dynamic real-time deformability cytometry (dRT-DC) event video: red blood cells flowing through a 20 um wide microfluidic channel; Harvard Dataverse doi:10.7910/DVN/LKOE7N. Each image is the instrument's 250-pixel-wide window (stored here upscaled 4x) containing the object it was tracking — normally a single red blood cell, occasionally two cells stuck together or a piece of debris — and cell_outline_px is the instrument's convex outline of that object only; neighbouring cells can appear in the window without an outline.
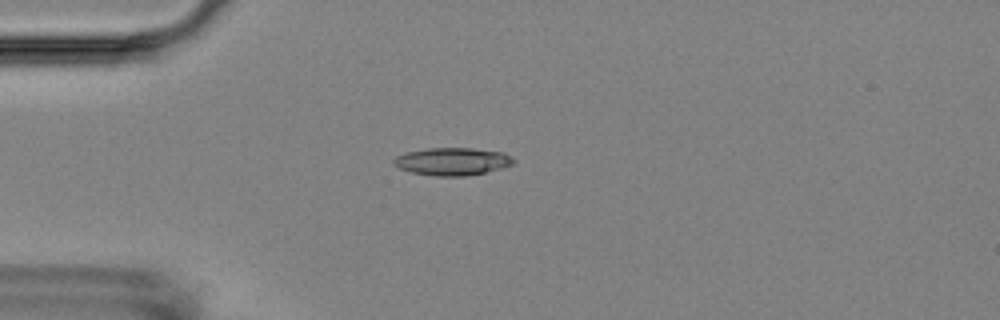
{"species": "Egyptian fruit bat (a non-hibernating species)", "species_latin": "Rousettus aegyptiacus", "temperature_condition": "room temperature", "stored_images_in_passage": 6, "camera_frame_rate_fps": 3000, "um_per_image_px": 0.085, "animal": {"sex": "female"}, "frame": {"image": 1, "passage_image": 5, "time_ms": 4.667, "image_size_px": [1000, 320], "cell_outline_px": [[516, 164], [484, 172], [464, 176], [436, 176], [412, 172], [400, 168], [392, 164], [392, 160], [396, 156], [404, 152], [428, 148], [472, 148], [504, 152], [516, 160]], "centroid_in_image_um": [38.45, 13.71], "position_along_channel_um": 46.6, "area_um2": 19.36}}